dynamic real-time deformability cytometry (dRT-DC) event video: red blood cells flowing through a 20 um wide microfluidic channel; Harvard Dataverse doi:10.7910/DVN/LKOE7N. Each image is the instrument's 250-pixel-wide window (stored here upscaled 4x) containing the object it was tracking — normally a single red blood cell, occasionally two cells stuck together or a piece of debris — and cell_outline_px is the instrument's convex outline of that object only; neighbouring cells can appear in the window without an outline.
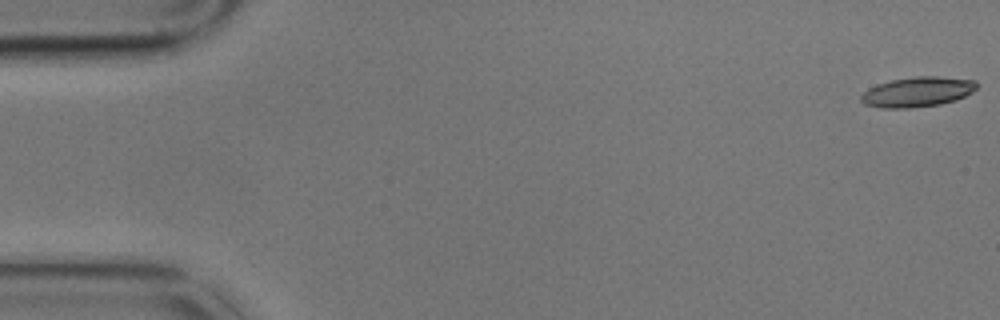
{"species": "common noctule bat (a hibernating species)", "species_latin": "Nyctalus noctula", "temperature_condition": "cold", "stored_images_in_passage": 12, "camera_frame_rate_fps": 3000, "um_per_image_px": 0.085, "animal": {"sex": "male", "body_mass_g": 17.9}, "frame": {"image": 1, "passage_image": 1, "time_ms": 0.0, "image_size_px": [1000, 320], "cell_outline_px": [[976, 88], [972, 92], [956, 100], [940, 104], [908, 108], [880, 108], [864, 104], [860, 100], [860, 96], [868, 88], [876, 84], [892, 80], [916, 76], [936, 76], [976, 80]], "centroid_in_image_um": [77.95, 7.81], "position_along_channel_um": 7.0, "area_um2": 20.23}}